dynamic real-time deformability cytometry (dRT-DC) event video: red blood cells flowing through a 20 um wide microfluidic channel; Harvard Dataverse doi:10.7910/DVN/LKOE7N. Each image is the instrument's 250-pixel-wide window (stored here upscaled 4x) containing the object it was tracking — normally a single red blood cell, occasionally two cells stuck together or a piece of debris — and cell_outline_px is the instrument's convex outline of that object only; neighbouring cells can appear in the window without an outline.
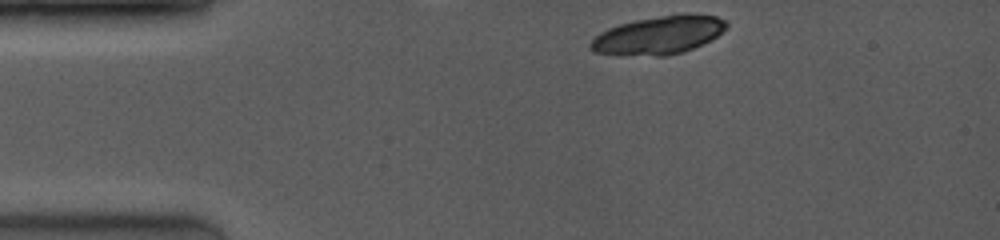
{"species": "common noctule bat (a hibernating species)", "species_latin": "Nyctalus noctula", "temperature_condition": "room temperature", "stored_images_in_passage": 34, "camera_frame_rate_fps": 4000, "um_per_image_px": 0.085, "animal": {"sex": "female", "body_mass_g": 19.0, "forearm_length_mm": 53.3}, "frame": {"image": 1, "passage_image": 1, "time_ms": 0.0, "image_size_px": [1000, 240], "cell_outline_px": [[728, 28], [712, 40], [684, 52], [668, 56], [656, 56], [592, 52], [588, 48], [588, 44], [600, 32], [608, 28], [632, 20], [680, 12], [716, 16], [728, 20]], "centroid_in_image_um": [56.05, 2.96], "position_along_channel_um": 29.0, "area_um2": 30.81}}